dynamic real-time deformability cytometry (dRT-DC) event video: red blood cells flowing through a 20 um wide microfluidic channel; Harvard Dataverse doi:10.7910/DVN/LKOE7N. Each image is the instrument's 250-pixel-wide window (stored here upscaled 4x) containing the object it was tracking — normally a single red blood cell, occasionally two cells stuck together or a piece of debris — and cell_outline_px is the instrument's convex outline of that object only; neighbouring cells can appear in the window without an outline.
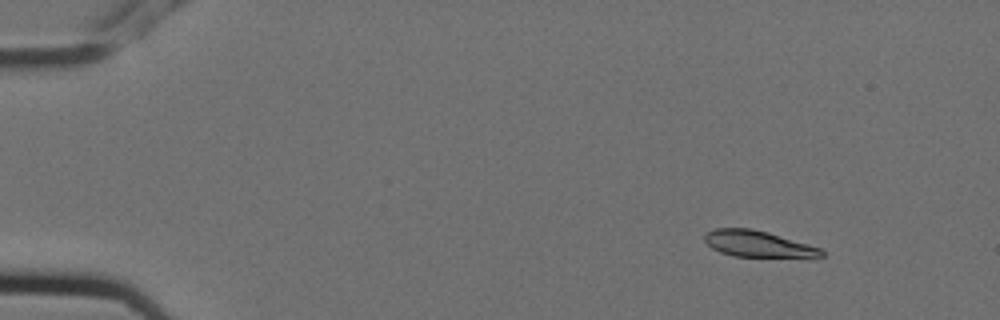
{"species": "Egyptian fruit bat (a non-hibernating species)", "species_latin": "Rousettus aegyptiacus", "temperature_condition": "cold", "stored_images_in_passage": 5, "camera_frame_rate_fps": 3000, "um_per_image_px": 0.085, "animal": {"sex": "female"}, "frame": {"image": 1, "passage_image": 2, "time_ms": 0.333, "image_size_px": [1000, 320], "cell_outline_px": [[824, 256], [732, 256], [720, 252], [712, 248], [704, 240], [704, 232], [716, 228], [752, 228], [768, 232], [808, 244], [820, 248], [824, 252]], "centroid_in_image_um": [64.34, 20.7], "position_along_channel_um": 20.7, "area_um2": 17.57}}
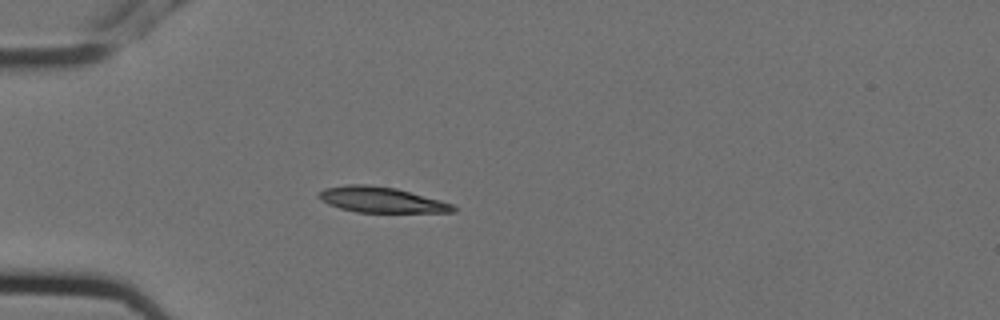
{"frame": {"image": 2, "passage_image": 5, "time_ms": 1.333, "image_size_px": [1000, 320], "cell_outline_px": [[456, 212], [356, 212], [340, 208], [328, 204], [320, 200], [316, 196], [324, 188], [348, 184], [364, 184], [396, 188], [440, 200], [452, 204], [456, 208]], "centroid_in_image_um": [32.37, 16.98], "position_along_channel_um": 52.6, "area_um2": 19.94}}